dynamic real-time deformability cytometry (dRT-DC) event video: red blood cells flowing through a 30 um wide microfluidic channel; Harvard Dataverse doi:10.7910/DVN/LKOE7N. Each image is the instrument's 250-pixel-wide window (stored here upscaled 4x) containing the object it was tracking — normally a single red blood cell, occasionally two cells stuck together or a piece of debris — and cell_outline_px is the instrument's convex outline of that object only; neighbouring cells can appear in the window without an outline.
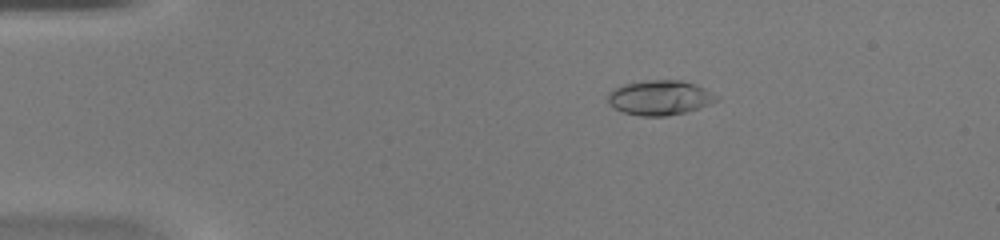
{"species": "common noctule bat (a hibernating species)", "species_latin": "Nyctalus noctula", "temperature_condition": "warm", "stored_images_in_passage": 44, "camera_frame_rate_fps": 3000, "um_per_image_px": 0.085, "animal": {"sex": "female", "body_mass_g": 20.0, "forearm_length_mm": 54.0}, "frame": {"image": 1, "passage_image": 4, "time_ms": 1.0, "image_size_px": [1000, 240], "cell_outline_px": [[720, 100], [700, 108], [684, 112], [664, 116], [640, 116], [624, 112], [608, 104], [608, 92], [624, 84], [648, 80], [680, 80], [696, 84], [720, 96]], "centroid_in_image_um": [56.12, 8.3], "position_along_channel_um": 28.9, "area_um2": 22.02}}
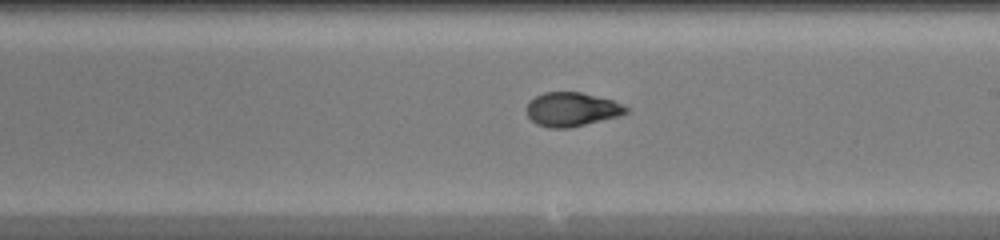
{"frame": {"image": 2, "passage_image": 24, "time_ms": 7.667, "image_size_px": [1000, 240], "cell_outline_px": [[628, 112], [620, 116], [568, 128], [552, 128], [536, 124], [528, 116], [528, 104], [536, 96], [544, 92], [580, 92], [612, 100], [628, 108]], "centroid_in_image_um": [48.61, 9.3], "position_along_channel_um": 240.4, "area_um2": 19.36}}
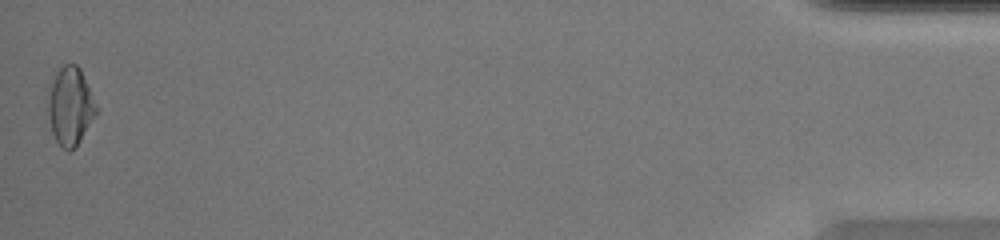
{"frame": {"image": 3, "passage_image": 44, "time_ms": 14.333, "image_size_px": [1000, 240], "cell_outline_px": [[96, 112], [76, 144], [68, 152], [56, 140], [52, 132], [48, 108], [48, 96], [52, 80], [56, 72], [64, 64], [76, 64], [80, 68], [96, 104]], "centroid_in_image_um": [5.95, 8.97], "position_along_channel_um": 429.3, "area_um2": 21.04}, "authors_computed_cell_mechanics": {"area_um2": 20.3167, "velocity_mm_per_s": 4.2008, "shape_relaxation_time_tau1_ms": 9.5371, "shape_relaxation_time_tau2_ms": 1.1306, "deformation_change_tau1": 0.2942, "deformation_change_tau2": 0.0461}}